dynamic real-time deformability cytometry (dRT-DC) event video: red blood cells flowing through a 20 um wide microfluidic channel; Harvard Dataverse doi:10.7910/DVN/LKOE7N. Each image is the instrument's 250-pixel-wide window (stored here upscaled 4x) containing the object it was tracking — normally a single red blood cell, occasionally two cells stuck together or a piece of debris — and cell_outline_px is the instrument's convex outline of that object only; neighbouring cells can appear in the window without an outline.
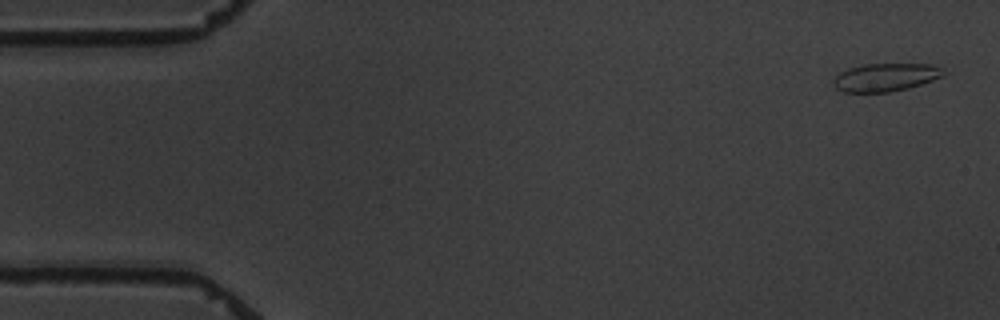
{"species": "common noctule bat (a hibernating species)", "species_latin": "Nyctalus noctula", "temperature_condition": "warm", "stored_images_in_passage": 5, "camera_frame_rate_fps": 3000, "um_per_image_px": 0.085, "animal": {"sex": "male", "body_mass_g": 19.5, "forearm_length_mm": 54.6}, "frame": {"image": 1, "passage_image": 1, "time_ms": 0.0, "image_size_px": [1000, 320], "cell_outline_px": [[944, 76], [908, 88], [888, 92], [844, 92], [836, 88], [832, 84], [832, 80], [840, 72], [848, 68], [864, 64], [932, 64], [940, 68], [944, 72]], "centroid_in_image_um": [75.23, 6.57], "position_along_channel_um": 9.8, "area_um2": 17.92}}
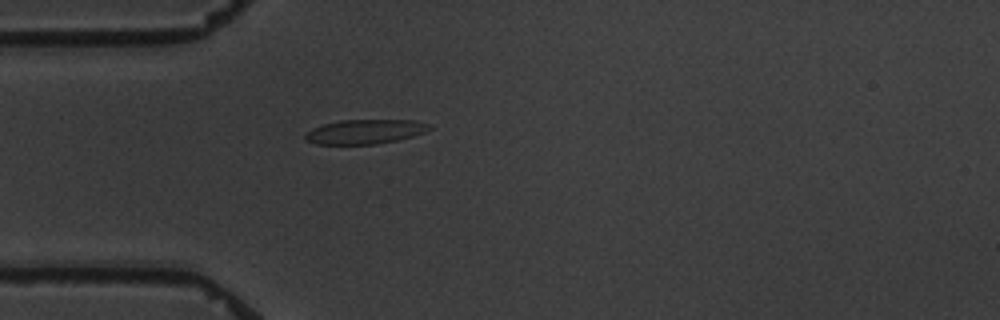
{"frame": {"image": 2, "passage_image": 5, "time_ms": 4.667, "image_size_px": [1000, 320], "cell_outline_px": [[432, 128], [424, 132], [412, 136], [396, 140], [376, 144], [316, 144], [304, 140], [304, 136], [312, 128], [324, 124], [340, 120], [412, 120], [428, 124]], "centroid_in_image_um": [30.99, 11.19], "position_along_channel_um": 54.0, "area_um2": 17.51}}